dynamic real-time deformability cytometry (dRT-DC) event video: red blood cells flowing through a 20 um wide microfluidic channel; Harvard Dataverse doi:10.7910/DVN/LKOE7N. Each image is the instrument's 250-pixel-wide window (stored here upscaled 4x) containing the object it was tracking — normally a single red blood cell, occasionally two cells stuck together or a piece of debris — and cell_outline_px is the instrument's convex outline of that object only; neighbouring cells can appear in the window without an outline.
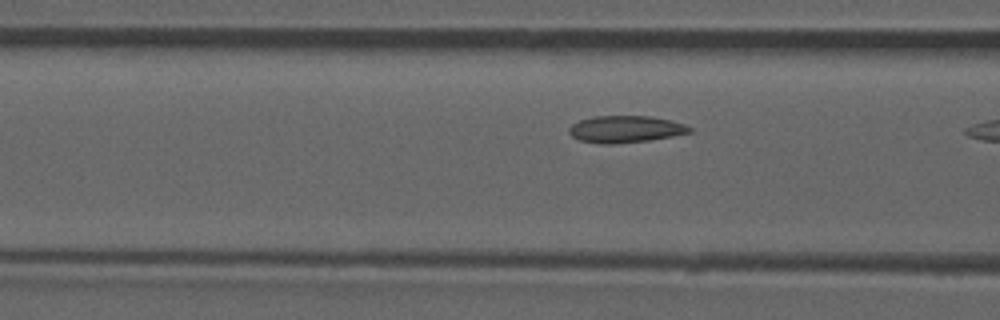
{"species": "common noctule bat (a hibernating species)", "species_latin": "Nyctalus noctula", "temperature_condition": "room temperature", "stored_images_in_passage": 10, "camera_frame_rate_fps": 3000, "um_per_image_px": 0.085, "animal": {"sex": "male", "forearm_length_mm": 52.5}, "frame": {"image": 1, "passage_image": 9, "time_ms": 2.667, "image_size_px": [1000, 320], "cell_outline_px": [[692, 132], [672, 136], [648, 140], [612, 144], [600, 144], [580, 140], [572, 136], [568, 132], [568, 128], [572, 124], [580, 120], [592, 116], [648, 116], [668, 120], [684, 124], [692, 128]], "centroid_in_image_um": [53.12, 10.98], "position_along_channel_um": 113.5, "area_um2": 18.79}}